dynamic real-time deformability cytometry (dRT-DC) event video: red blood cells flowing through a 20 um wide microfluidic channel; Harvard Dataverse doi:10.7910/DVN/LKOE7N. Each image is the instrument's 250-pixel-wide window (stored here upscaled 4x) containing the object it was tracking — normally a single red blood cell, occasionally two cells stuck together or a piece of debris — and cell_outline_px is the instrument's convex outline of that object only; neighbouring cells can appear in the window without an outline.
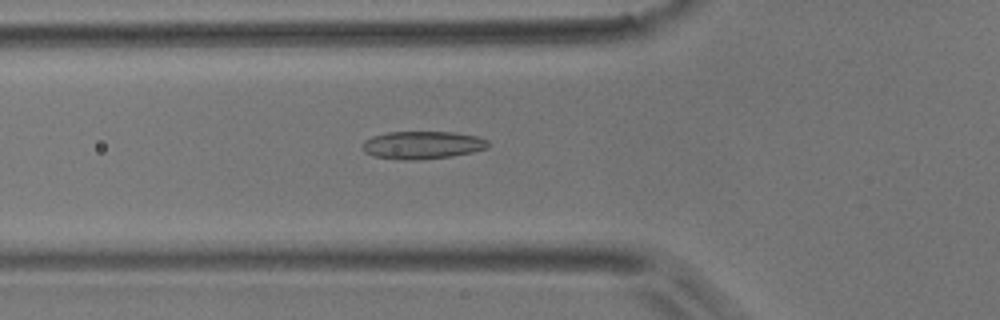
{"species": "common noctule bat (a hibernating species)", "species_latin": "Nyctalus noctula", "temperature_condition": "room temperature", "stored_images_in_passage": 52, "camera_frame_rate_fps": 3000, "um_per_image_px": 0.085, "animal": {"sex": "male", "body_mass_g": 17.9}, "frame": {"image": 1, "passage_image": 19, "time_ms": 6.0, "image_size_px": [1000, 320], "cell_outline_px": [[488, 148], [472, 152], [452, 156], [420, 160], [400, 160], [372, 156], [364, 152], [360, 144], [364, 140], [372, 136], [388, 132], [456, 132], [476, 136], [488, 140]], "centroid_in_image_um": [35.86, 12.33], "position_along_channel_um": 89.9, "area_um2": 20.63}}
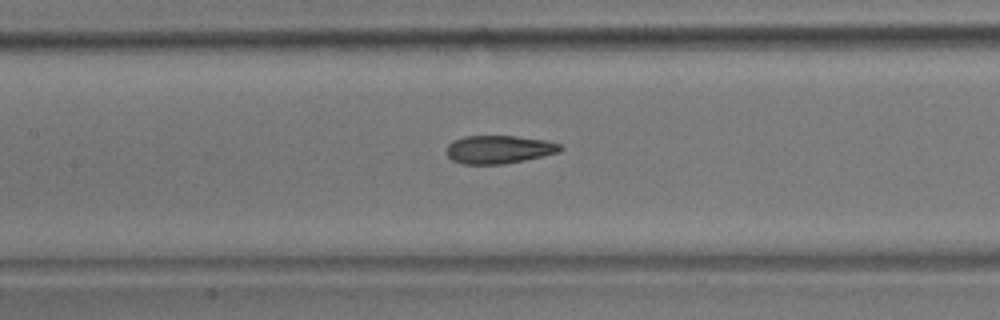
{"frame": {"image": 2, "passage_image": 25, "time_ms": 8.0, "image_size_px": [1000, 320], "cell_outline_px": [[564, 148], [560, 152], [524, 160], [504, 164], [464, 164], [452, 160], [448, 156], [448, 144], [452, 140], [464, 136], [516, 136], [548, 140], [560, 144]], "centroid_in_image_um": [42.44, 12.69], "position_along_channel_um": 165.0, "area_um2": 18.73}}
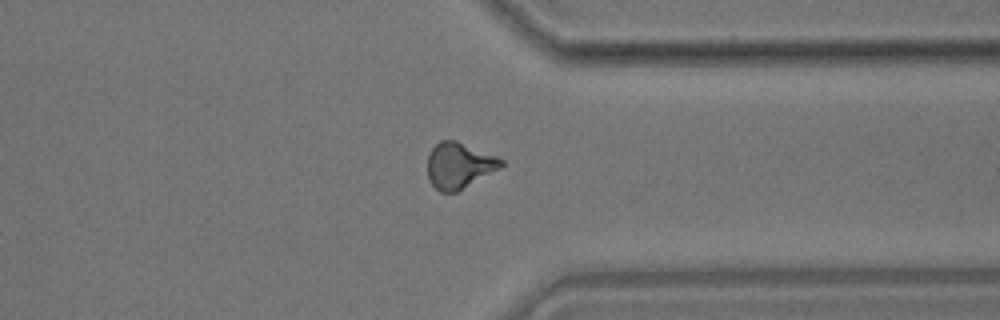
{"frame": {"image": 3, "passage_image": 42, "time_ms": 13.667, "image_size_px": [1000, 320], "cell_outline_px": [[504, 164], [500, 168], [456, 192], [440, 192], [432, 184], [428, 176], [428, 156], [432, 148], [440, 140], [456, 140], [496, 156], [504, 160]], "centroid_in_image_um": [39.02, 14.05], "position_along_channel_um": 372.4, "area_um2": 19.48}, "authors_computed_cell_mechanics": {"area_um2": 19.4208, "velocity_mm_per_s": 3.716, "shape_relaxation_time_tau1_ms": 6.7299, "shape_relaxation_time_tau2_ms": 2.0214, "deformation_change_tau1": 0.1989, "deformation_change_tau2": 0.0984}}